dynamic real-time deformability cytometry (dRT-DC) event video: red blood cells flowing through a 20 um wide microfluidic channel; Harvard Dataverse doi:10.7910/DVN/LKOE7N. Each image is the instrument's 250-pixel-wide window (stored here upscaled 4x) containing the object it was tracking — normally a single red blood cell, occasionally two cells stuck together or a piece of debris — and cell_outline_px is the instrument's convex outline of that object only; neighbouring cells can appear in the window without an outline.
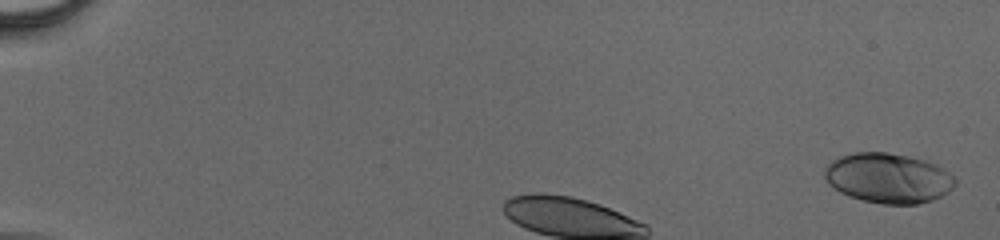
{"species": "human", "species_latin": "Homo sapiens", "temperature_condition": "cold", "stored_images_in_passage": 38, "camera_frame_rate_fps": 3000, "um_per_image_px": 0.085, "donor": {"sex": "male"}, "frame": {"image": 1, "passage_image": 2, "time_ms": 0.333, "image_size_px": [1000, 240], "cell_outline_px": [[956, 184], [948, 192], [932, 200], [916, 204], [884, 204], [864, 200], [848, 196], [840, 192], [828, 184], [824, 176], [824, 168], [832, 160], [840, 156], [856, 152], [888, 152], [908, 156], [924, 160], [936, 164], [944, 168], [956, 176]], "centroid_in_image_um": [75.51, 15.13], "position_along_channel_um": 9.5, "area_um2": 38.21}}
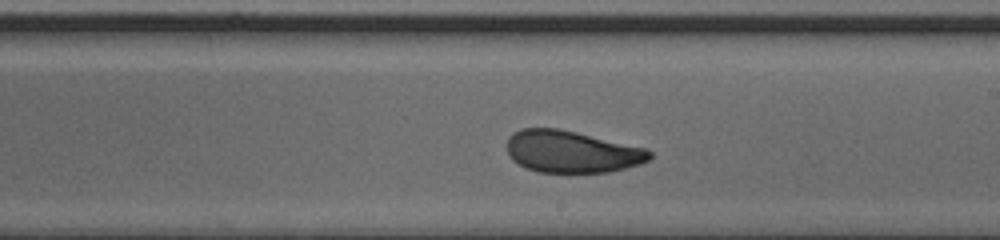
{"frame": {"image": 2, "passage_image": 24, "time_ms": 7.667, "image_size_px": [1000, 240], "cell_outline_px": [[652, 156], [648, 160], [640, 164], [608, 172], [536, 172], [512, 160], [508, 152], [508, 136], [512, 132], [520, 128], [560, 128], [644, 148], [652, 152]], "centroid_in_image_um": [48.56, 12.88], "position_along_channel_um": 240.4, "area_um2": 34.74}}
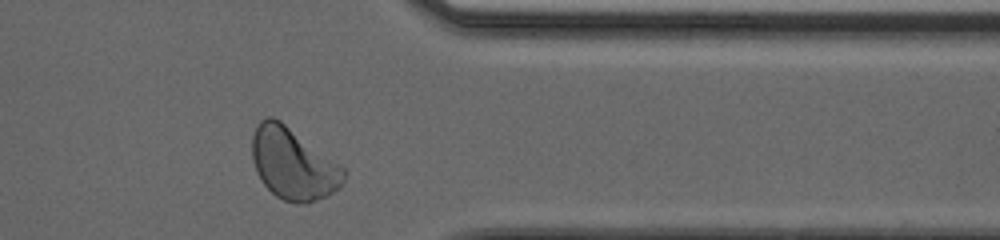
{"frame": {"image": 3, "passage_image": 36, "time_ms": 11.667, "image_size_px": [1000, 240], "cell_outline_px": [[344, 180], [340, 188], [308, 204], [296, 204], [284, 200], [276, 196], [260, 180], [256, 172], [252, 160], [252, 136], [256, 124], [264, 116], [272, 116], [280, 120], [344, 168]], "centroid_in_image_um": [24.87, 13.92], "position_along_channel_um": 386.5, "area_um2": 38.09}}